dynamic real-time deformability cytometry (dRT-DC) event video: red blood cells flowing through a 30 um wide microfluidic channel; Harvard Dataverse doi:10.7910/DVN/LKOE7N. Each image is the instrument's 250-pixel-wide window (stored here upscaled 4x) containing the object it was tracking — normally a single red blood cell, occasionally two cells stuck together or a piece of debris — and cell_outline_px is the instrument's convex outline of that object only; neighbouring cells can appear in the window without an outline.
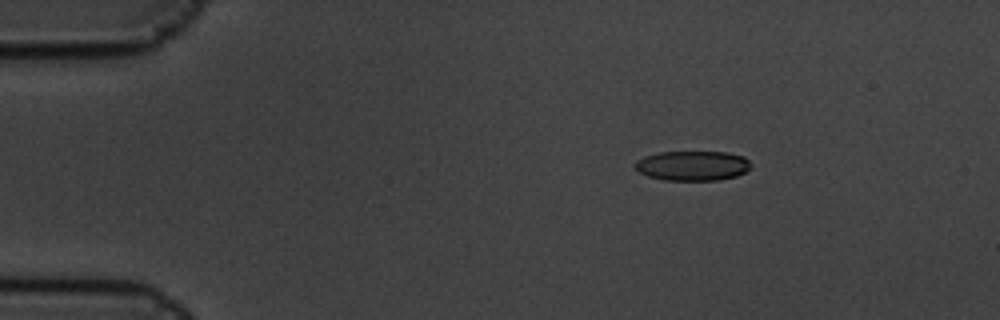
{"species": "common noctule bat (a hibernating species)", "species_latin": "Nyctalus noctula", "temperature_condition": "cold", "stored_images_in_passage": 5, "camera_frame_rate_fps": 3000, "um_per_image_px": 0.085, "animal": {"sex": "male", "body_mass_g": 19.5, "forearm_length_mm": 54.6}, "frame": {"image": 1, "passage_image": 3, "time_ms": 0.667, "image_size_px": [1000, 320], "cell_outline_px": [[752, 164], [744, 172], [736, 176], [720, 180], [664, 180], [648, 176], [640, 172], [632, 164], [636, 160], [644, 156], [660, 152], [728, 152], [744, 156]], "centroid_in_image_um": [58.85, 14.08], "position_along_channel_um": 26.1, "area_um2": 20.17}}